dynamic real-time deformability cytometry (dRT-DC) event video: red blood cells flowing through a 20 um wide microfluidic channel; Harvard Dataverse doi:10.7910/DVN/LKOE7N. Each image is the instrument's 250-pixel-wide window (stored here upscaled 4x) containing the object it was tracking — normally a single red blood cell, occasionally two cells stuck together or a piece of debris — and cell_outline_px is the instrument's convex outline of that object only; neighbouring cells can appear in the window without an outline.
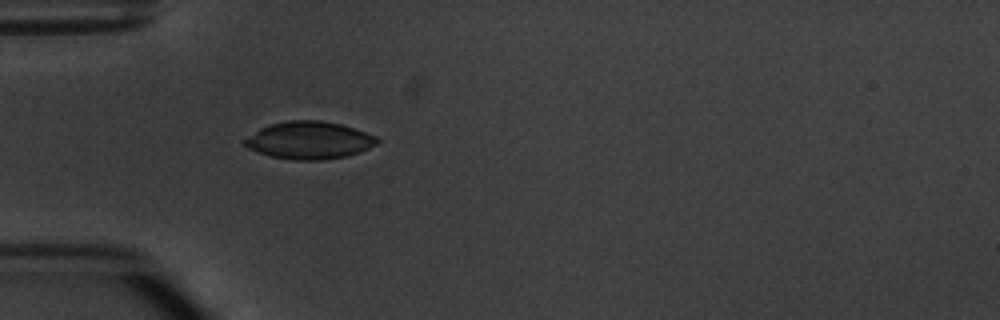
{"species": "common noctule bat (a hibernating species)", "species_latin": "Nyctalus noctula", "temperature_condition": "warm", "stored_images_in_passage": 1, "camera_frame_rate_fps": 3000, "um_per_image_px": 0.085, "animal": {"sex": "male", "body_mass_g": 20.1, "forearm_length_mm": 53.5}, "frame": {"image": 1, "passage_image": 1, "time_ms": 0.0, "image_size_px": [1000, 320], "cell_outline_px": [[380, 140], [376, 144], [360, 152], [348, 156], [320, 160], [292, 160], [272, 156], [248, 148], [244, 144], [244, 140], [260, 128], [272, 124], [288, 120], [320, 120], [340, 124], [376, 136]], "centroid_in_image_um": [26.3, 11.93], "position_along_channel_um": 58.7, "area_um2": 28.61}}